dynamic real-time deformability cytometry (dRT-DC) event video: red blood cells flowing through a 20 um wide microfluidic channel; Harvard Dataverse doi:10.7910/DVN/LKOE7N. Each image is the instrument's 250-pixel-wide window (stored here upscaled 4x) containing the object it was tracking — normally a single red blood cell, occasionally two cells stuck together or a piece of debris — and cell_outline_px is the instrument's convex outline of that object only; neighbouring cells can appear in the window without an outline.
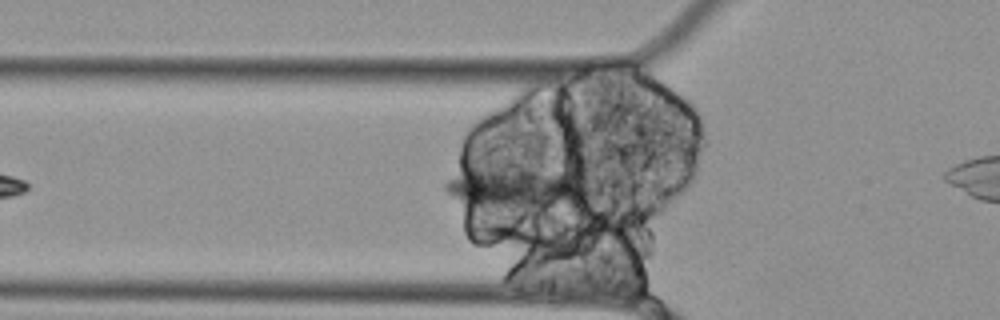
{"species": "Egyptian fruit bat (a non-hibernating species)", "species_latin": "Rousettus aegyptiacus", "temperature_condition": "cold", "stored_images_in_passage": 36, "camera_frame_rate_fps": 3000, "um_per_image_px": 0.085, "animal": {"sex": "female"}, "frame": {"image": 1, "passage_image": 8, "time_ms": 2.333, "image_size_px": [1000, 320], "cell_outline_px": [[592, 192], [584, 196], [552, 204], [528, 208], [472, 204], [460, 200], [452, 196], [444, 188], [444, 184], [448, 180], [456, 176], [480, 168], [500, 164], [504, 164], [560, 172], [584, 184]], "centroid_in_image_um": [43.74, 15.88], "position_along_channel_um": 82.1, "area_um2": 32.77}}
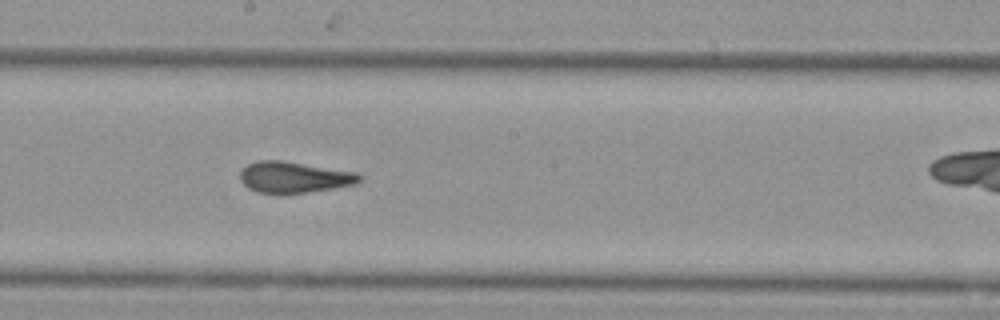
{"frame": {"image": 2, "passage_image": 20, "time_ms": 6.333, "image_size_px": [1000, 320], "cell_outline_px": [[364, 176], [356, 184], [332, 188], [304, 192], [256, 192], [248, 188], [240, 180], [240, 172], [248, 164], [256, 160], [284, 160], [356, 172]], "centroid_in_image_um": [25.0, 15.03], "position_along_channel_um": 223.2, "area_um2": 21.44}}
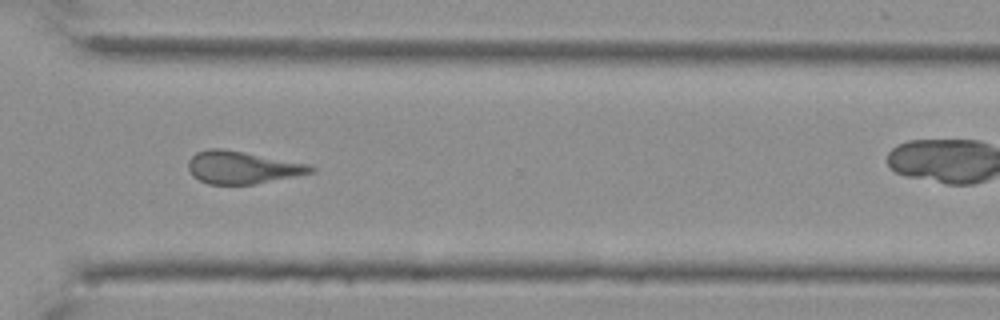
{"frame": {"image": 3, "passage_image": 31, "time_ms": 10.0, "image_size_px": [1000, 320], "cell_outline_px": [[316, 168], [312, 172], [252, 184], [208, 184], [192, 176], [188, 168], [188, 160], [196, 152], [208, 148], [220, 148], [244, 152], [312, 164]], "centroid_in_image_um": [20.56, 14.22], "position_along_channel_um": 350.0, "area_um2": 23.06}}